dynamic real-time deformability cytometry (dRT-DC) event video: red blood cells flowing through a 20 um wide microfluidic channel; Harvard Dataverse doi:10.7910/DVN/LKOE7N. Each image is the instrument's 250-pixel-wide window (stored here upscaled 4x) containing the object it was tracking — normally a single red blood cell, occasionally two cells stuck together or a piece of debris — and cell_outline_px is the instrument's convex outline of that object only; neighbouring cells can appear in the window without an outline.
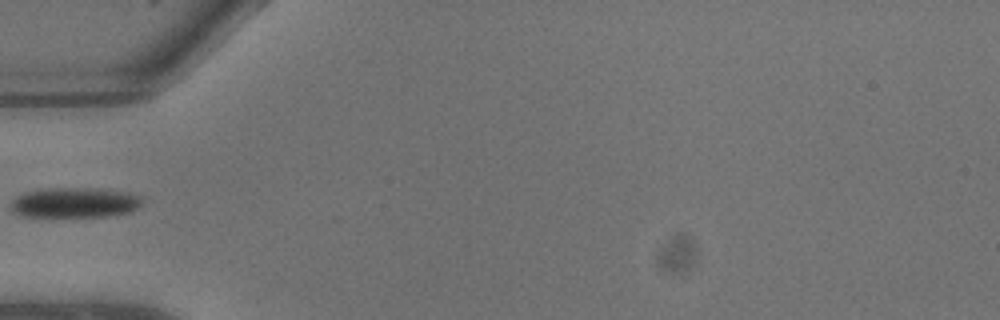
{"species": "common noctule bat (a hibernating species)", "species_latin": "Nyctalus noctula", "temperature_condition": "warm", "stored_images_in_passage": 4, "camera_frame_rate_fps": 3000, "um_per_image_px": 0.085, "animal": {"sex": "male", "body_mass_g": 13.3}, "frame": {"image": 1, "passage_image": 1, "time_ms": 0.0, "image_size_px": [1000, 320], "cell_outline_px": [[144, 200], [132, 212], [108, 216], [16, 216], [12, 208], [12, 200], [16, 196], [24, 192], [40, 188], [88, 188], [128, 192], [140, 196]], "centroid_in_image_um": [6.33, 17.21], "position_along_channel_um": 78.7, "area_um2": 23.12}}
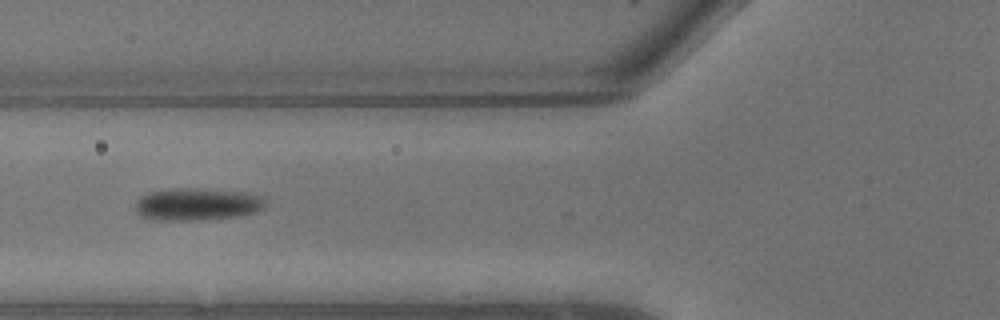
{"frame": {"image": 2, "passage_image": 2, "time_ms": 0.333, "image_size_px": [1000, 320], "cell_outline_px": [[264, 208], [260, 212], [240, 216], [200, 220], [156, 220], [140, 216], [132, 208], [136, 200], [140, 196], [148, 192], [180, 188], [196, 188], [244, 192], [264, 196]], "centroid_in_image_um": [16.74, 17.37], "position_along_channel_um": 109.1, "area_um2": 24.97}}